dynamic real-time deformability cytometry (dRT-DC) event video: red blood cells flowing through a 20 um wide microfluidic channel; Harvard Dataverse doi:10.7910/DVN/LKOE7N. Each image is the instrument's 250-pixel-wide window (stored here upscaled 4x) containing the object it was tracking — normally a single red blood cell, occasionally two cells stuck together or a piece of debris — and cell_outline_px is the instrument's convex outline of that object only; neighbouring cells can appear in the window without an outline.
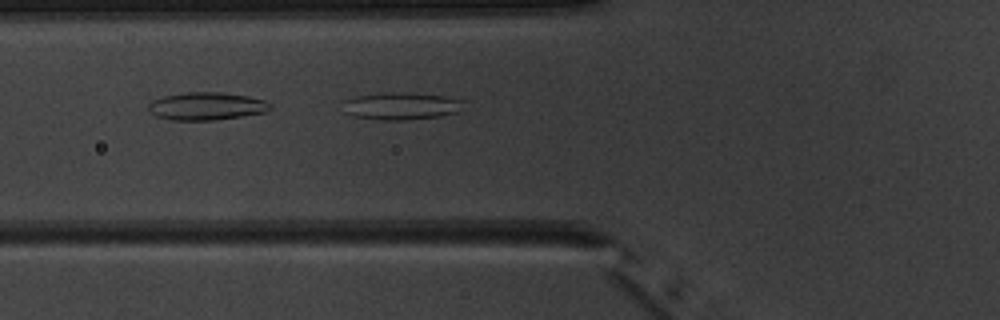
{"species": "common noctule bat (a hibernating species)", "species_latin": "Nyctalus noctula", "temperature_condition": "warm", "stored_images_in_passage": 3, "camera_frame_rate_fps": 3000, "um_per_image_px": 0.085, "animal": {"sex": "male", "body_mass_g": 20.1, "forearm_length_mm": 53.5}, "frame": {"image": 1, "passage_image": 3, "time_ms": 2.333, "image_size_px": [1000, 320], "cell_outline_px": [[464, 100], [460, 112], [440, 116], [404, 120], [380, 120], [356, 116], [344, 112], [344, 100], [356, 96], [384, 92], [408, 92], [444, 96]], "centroid_in_image_um": [34.12, 9.0], "position_along_channel_um": 91.7, "area_um2": 19.31}}